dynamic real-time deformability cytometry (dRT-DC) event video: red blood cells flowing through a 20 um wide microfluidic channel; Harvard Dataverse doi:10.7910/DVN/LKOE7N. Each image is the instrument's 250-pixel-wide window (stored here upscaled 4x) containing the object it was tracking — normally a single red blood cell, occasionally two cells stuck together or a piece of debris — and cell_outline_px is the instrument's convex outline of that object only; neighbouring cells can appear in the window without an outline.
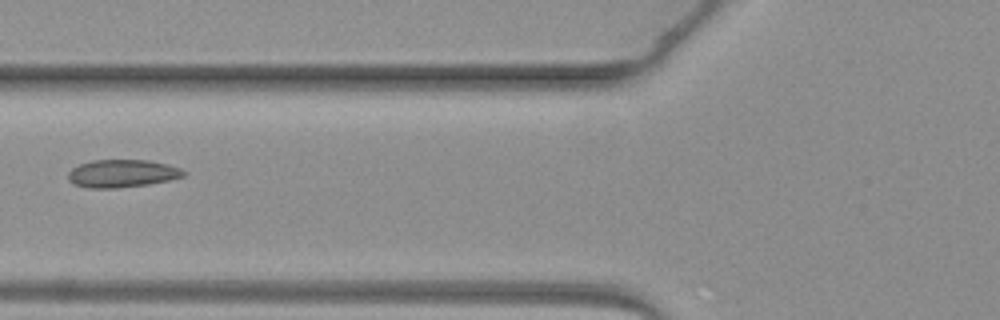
{"species": "common noctule bat (a hibernating species)", "species_latin": "Nyctalus noctula", "temperature_condition": "warm", "stored_images_in_passage": 6, "camera_frame_rate_fps": 3000, "um_per_image_px": 0.085, "animal": {"sex": "female", "body_mass_g": 19.3, "forearm_length_mm": 54.1}, "frame": {"image": 1, "passage_image": 6, "time_ms": 6.0, "image_size_px": [1000, 320], "cell_outline_px": [[184, 176], [168, 180], [148, 184], [116, 188], [88, 188], [76, 184], [68, 180], [68, 172], [72, 168], [80, 164], [92, 160], [148, 160], [168, 164], [180, 168], [184, 172]], "centroid_in_image_um": [10.36, 14.74], "position_along_channel_um": 115.4, "area_um2": 18.55}}